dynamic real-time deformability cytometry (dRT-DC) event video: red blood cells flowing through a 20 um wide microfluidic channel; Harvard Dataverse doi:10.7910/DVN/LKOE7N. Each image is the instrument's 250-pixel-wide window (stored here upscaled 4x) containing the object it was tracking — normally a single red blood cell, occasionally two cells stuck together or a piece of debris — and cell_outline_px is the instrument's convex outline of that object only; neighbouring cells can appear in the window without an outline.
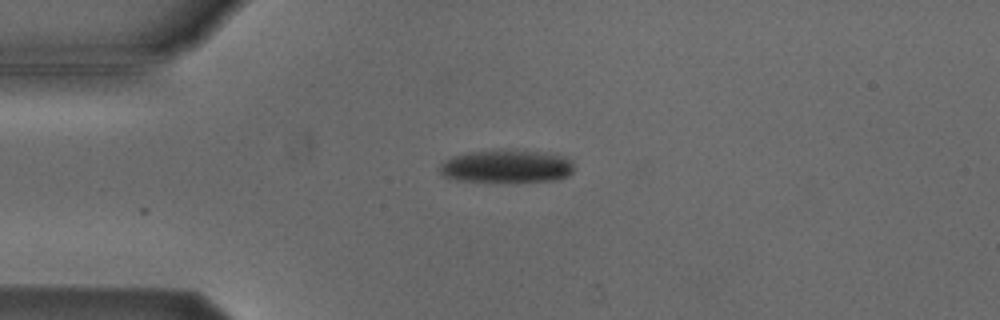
{"species": "Egyptian fruit bat (a non-hibernating species)", "species_latin": "Rousettus aegyptiacus", "temperature_condition": "cold", "stored_images_in_passage": 4, "camera_frame_rate_fps": 3000, "um_per_image_px": 0.085, "animal": {"sex": "male"}, "frame": {"image": 1, "passage_image": 1, "time_ms": 0.0, "image_size_px": [1000, 320], "cell_outline_px": [[572, 172], [568, 176], [556, 180], [456, 180], [444, 176], [440, 172], [440, 164], [444, 160], [452, 156], [468, 152], [508, 148], [524, 148], [568, 156], [572, 160]], "centroid_in_image_um": [43.1, 14.06], "position_along_channel_um": 41.9, "area_um2": 26.01}}